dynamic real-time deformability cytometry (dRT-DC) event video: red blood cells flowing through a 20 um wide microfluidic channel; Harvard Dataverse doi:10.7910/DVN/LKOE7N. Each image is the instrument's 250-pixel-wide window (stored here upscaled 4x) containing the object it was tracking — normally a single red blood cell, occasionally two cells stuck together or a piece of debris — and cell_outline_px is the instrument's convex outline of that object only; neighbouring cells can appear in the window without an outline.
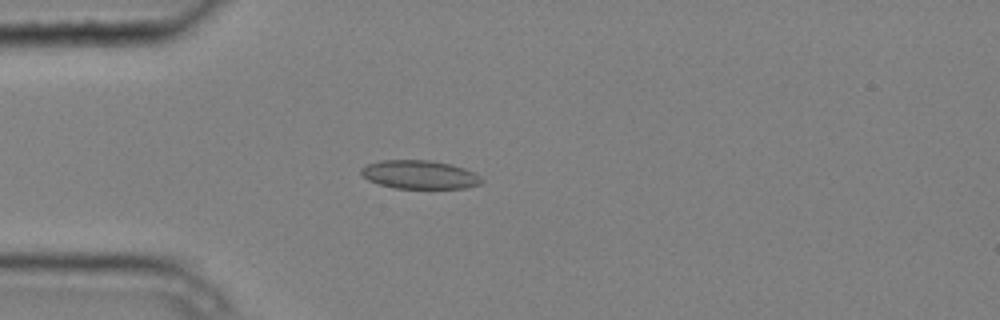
{"species": "common noctule bat (a hibernating species)", "species_latin": "Nyctalus noctula", "temperature_condition": "cold", "stored_images_in_passage": 5, "camera_frame_rate_fps": 3000, "um_per_image_px": 0.085, "animal": {"sex": "male", "body_mass_g": 20.4}, "frame": {"image": 1, "passage_image": 4, "time_ms": 1.0, "image_size_px": [1000, 320], "cell_outline_px": [[484, 180], [480, 184], [468, 188], [396, 188], [380, 184], [368, 180], [360, 172], [360, 168], [368, 164], [380, 160], [432, 160], [452, 164], [464, 168], [480, 176]], "centroid_in_image_um": [35.68, 14.83], "position_along_channel_um": 49.3, "area_um2": 20.06}}